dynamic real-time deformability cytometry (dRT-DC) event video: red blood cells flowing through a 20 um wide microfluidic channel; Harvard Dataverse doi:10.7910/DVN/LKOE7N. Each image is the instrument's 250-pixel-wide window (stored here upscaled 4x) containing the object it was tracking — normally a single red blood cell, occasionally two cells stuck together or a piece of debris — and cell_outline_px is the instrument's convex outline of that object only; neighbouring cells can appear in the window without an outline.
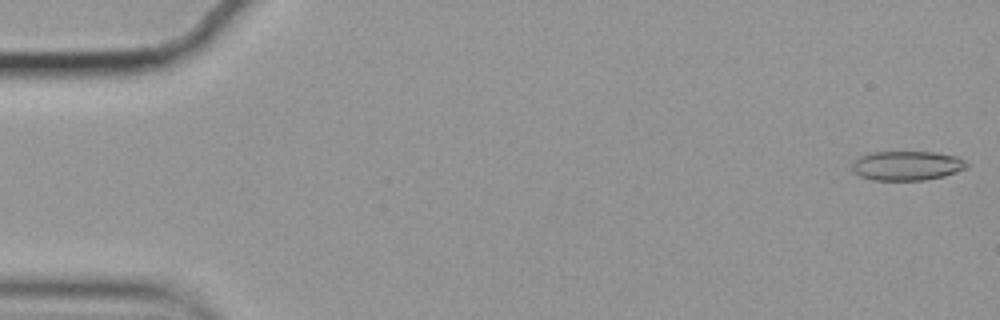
{"species": "common noctule bat (a hibernating species)", "species_latin": "Nyctalus noctula", "temperature_condition": "cold", "stored_images_in_passage": 13, "camera_frame_rate_fps": 3000, "um_per_image_px": 0.085, "animal": {"sex": "female", "body_mass_g": 19.9}, "frame": {"image": 1, "passage_image": 1, "time_ms": 0.0, "image_size_px": [1000, 320], "cell_outline_px": [[968, 168], [944, 176], [924, 180], [872, 180], [860, 176], [852, 172], [852, 164], [860, 156], [872, 152], [936, 152], [956, 156], [964, 160], [968, 164]], "centroid_in_image_um": [77.09, 14.08], "position_along_channel_um": 7.9, "area_um2": 19.71}}